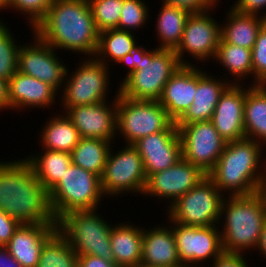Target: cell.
Segmentation results:
<instances>
[{"mask_svg":"<svg viewBox=\"0 0 266 267\" xmlns=\"http://www.w3.org/2000/svg\"><path fill=\"white\" fill-rule=\"evenodd\" d=\"M226 22L221 24V39L229 44L251 49L266 18L256 14H244L229 8Z\"/></svg>","mask_w":266,"mask_h":267,"instance_id":"484cf974","label":"cell"},{"mask_svg":"<svg viewBox=\"0 0 266 267\" xmlns=\"http://www.w3.org/2000/svg\"><path fill=\"white\" fill-rule=\"evenodd\" d=\"M0 267H23L14 257L11 256L9 250L5 246H0Z\"/></svg>","mask_w":266,"mask_h":267,"instance_id":"bcb514c9","label":"cell"},{"mask_svg":"<svg viewBox=\"0 0 266 267\" xmlns=\"http://www.w3.org/2000/svg\"><path fill=\"white\" fill-rule=\"evenodd\" d=\"M53 0H7L6 10L18 11L27 17L33 28L45 17Z\"/></svg>","mask_w":266,"mask_h":267,"instance_id":"74e56055","label":"cell"},{"mask_svg":"<svg viewBox=\"0 0 266 267\" xmlns=\"http://www.w3.org/2000/svg\"><path fill=\"white\" fill-rule=\"evenodd\" d=\"M135 267H158V266H151V265H146L144 263H139L137 266Z\"/></svg>","mask_w":266,"mask_h":267,"instance_id":"f5cc1de1","label":"cell"},{"mask_svg":"<svg viewBox=\"0 0 266 267\" xmlns=\"http://www.w3.org/2000/svg\"><path fill=\"white\" fill-rule=\"evenodd\" d=\"M246 84H230L221 94L211 121L224 139L231 142L246 138L244 126V102Z\"/></svg>","mask_w":266,"mask_h":267,"instance_id":"d6986e66","label":"cell"},{"mask_svg":"<svg viewBox=\"0 0 266 267\" xmlns=\"http://www.w3.org/2000/svg\"><path fill=\"white\" fill-rule=\"evenodd\" d=\"M113 101L68 108L64 113L83 138L113 142L117 134V95ZM107 102V103H106ZM109 104V105H108Z\"/></svg>","mask_w":266,"mask_h":267,"instance_id":"e0dca14e","label":"cell"},{"mask_svg":"<svg viewBox=\"0 0 266 267\" xmlns=\"http://www.w3.org/2000/svg\"><path fill=\"white\" fill-rule=\"evenodd\" d=\"M88 3L99 33L117 28L124 0H88Z\"/></svg>","mask_w":266,"mask_h":267,"instance_id":"e575fe53","label":"cell"},{"mask_svg":"<svg viewBox=\"0 0 266 267\" xmlns=\"http://www.w3.org/2000/svg\"><path fill=\"white\" fill-rule=\"evenodd\" d=\"M20 223L0 209V246H6Z\"/></svg>","mask_w":266,"mask_h":267,"instance_id":"b9f144b4","label":"cell"},{"mask_svg":"<svg viewBox=\"0 0 266 267\" xmlns=\"http://www.w3.org/2000/svg\"><path fill=\"white\" fill-rule=\"evenodd\" d=\"M263 148L266 147L248 138L227 142L207 177L223 195L256 193L258 182L266 170V158L262 157L265 154Z\"/></svg>","mask_w":266,"mask_h":267,"instance_id":"3957f363","label":"cell"},{"mask_svg":"<svg viewBox=\"0 0 266 267\" xmlns=\"http://www.w3.org/2000/svg\"><path fill=\"white\" fill-rule=\"evenodd\" d=\"M0 209L20 224H57L49 191L26 159L0 161Z\"/></svg>","mask_w":266,"mask_h":267,"instance_id":"6da1fadb","label":"cell"},{"mask_svg":"<svg viewBox=\"0 0 266 267\" xmlns=\"http://www.w3.org/2000/svg\"><path fill=\"white\" fill-rule=\"evenodd\" d=\"M135 37L133 32L117 28L100 32L94 58L105 66H109L111 61L117 64L137 47Z\"/></svg>","mask_w":266,"mask_h":267,"instance_id":"1f68e13d","label":"cell"},{"mask_svg":"<svg viewBox=\"0 0 266 267\" xmlns=\"http://www.w3.org/2000/svg\"><path fill=\"white\" fill-rule=\"evenodd\" d=\"M161 3L185 9L190 13H202L216 8L211 0H163Z\"/></svg>","mask_w":266,"mask_h":267,"instance_id":"ab89813d","label":"cell"},{"mask_svg":"<svg viewBox=\"0 0 266 267\" xmlns=\"http://www.w3.org/2000/svg\"><path fill=\"white\" fill-rule=\"evenodd\" d=\"M122 222L114 224L111 228L113 261L118 267H135L141 263L143 228Z\"/></svg>","mask_w":266,"mask_h":267,"instance_id":"d4e9b609","label":"cell"},{"mask_svg":"<svg viewBox=\"0 0 266 267\" xmlns=\"http://www.w3.org/2000/svg\"><path fill=\"white\" fill-rule=\"evenodd\" d=\"M6 26L3 24L0 27V77L9 80L18 70V51L21 43L17 45L13 33Z\"/></svg>","mask_w":266,"mask_h":267,"instance_id":"d590c367","label":"cell"},{"mask_svg":"<svg viewBox=\"0 0 266 267\" xmlns=\"http://www.w3.org/2000/svg\"><path fill=\"white\" fill-rule=\"evenodd\" d=\"M117 94V135L127 145L156 132L167 130L174 121L158 100H132Z\"/></svg>","mask_w":266,"mask_h":267,"instance_id":"ba28073f","label":"cell"},{"mask_svg":"<svg viewBox=\"0 0 266 267\" xmlns=\"http://www.w3.org/2000/svg\"><path fill=\"white\" fill-rule=\"evenodd\" d=\"M244 253L222 251L210 267H249Z\"/></svg>","mask_w":266,"mask_h":267,"instance_id":"60d3db41","label":"cell"},{"mask_svg":"<svg viewBox=\"0 0 266 267\" xmlns=\"http://www.w3.org/2000/svg\"><path fill=\"white\" fill-rule=\"evenodd\" d=\"M176 126L181 140L182 158L208 174L226 145L213 122L208 120Z\"/></svg>","mask_w":266,"mask_h":267,"instance_id":"7c38bea8","label":"cell"},{"mask_svg":"<svg viewBox=\"0 0 266 267\" xmlns=\"http://www.w3.org/2000/svg\"><path fill=\"white\" fill-rule=\"evenodd\" d=\"M5 22H3L1 19H0V27L4 24Z\"/></svg>","mask_w":266,"mask_h":267,"instance_id":"11a10c76","label":"cell"},{"mask_svg":"<svg viewBox=\"0 0 266 267\" xmlns=\"http://www.w3.org/2000/svg\"><path fill=\"white\" fill-rule=\"evenodd\" d=\"M197 65H181L165 84L158 102L176 123L192 105L197 89Z\"/></svg>","mask_w":266,"mask_h":267,"instance_id":"ffe728a7","label":"cell"},{"mask_svg":"<svg viewBox=\"0 0 266 267\" xmlns=\"http://www.w3.org/2000/svg\"><path fill=\"white\" fill-rule=\"evenodd\" d=\"M77 67L70 75L67 68L63 88L60 91L62 95H59L62 98L60 99V105L63 106L62 113L71 107L107 101L109 96V81H111L109 66H105L95 58L85 57Z\"/></svg>","mask_w":266,"mask_h":267,"instance_id":"30bf717a","label":"cell"},{"mask_svg":"<svg viewBox=\"0 0 266 267\" xmlns=\"http://www.w3.org/2000/svg\"><path fill=\"white\" fill-rule=\"evenodd\" d=\"M133 146L142 157L147 178L174 166L182 158L181 140L175 122L165 131L139 139Z\"/></svg>","mask_w":266,"mask_h":267,"instance_id":"ac0fdd59","label":"cell"},{"mask_svg":"<svg viewBox=\"0 0 266 267\" xmlns=\"http://www.w3.org/2000/svg\"><path fill=\"white\" fill-rule=\"evenodd\" d=\"M215 60L229 72L231 77H235L232 84H244L243 80H248V78L250 80L252 76L253 81L250 80L249 82L254 85L251 49L229 44L220 39ZM240 80H242V83H240Z\"/></svg>","mask_w":266,"mask_h":267,"instance_id":"4dcf8cb0","label":"cell"},{"mask_svg":"<svg viewBox=\"0 0 266 267\" xmlns=\"http://www.w3.org/2000/svg\"><path fill=\"white\" fill-rule=\"evenodd\" d=\"M215 5L218 6V2H220V0H211ZM217 3V4H216Z\"/></svg>","mask_w":266,"mask_h":267,"instance_id":"db71d44e","label":"cell"},{"mask_svg":"<svg viewBox=\"0 0 266 267\" xmlns=\"http://www.w3.org/2000/svg\"><path fill=\"white\" fill-rule=\"evenodd\" d=\"M113 143L104 139L81 137L77 146L72 150V163L100 178ZM112 147V148H111Z\"/></svg>","mask_w":266,"mask_h":267,"instance_id":"d6a6232c","label":"cell"},{"mask_svg":"<svg viewBox=\"0 0 266 267\" xmlns=\"http://www.w3.org/2000/svg\"><path fill=\"white\" fill-rule=\"evenodd\" d=\"M96 211H69L57 220V229L77 255H92L113 261L110 244L113 224Z\"/></svg>","mask_w":266,"mask_h":267,"instance_id":"8992f818","label":"cell"},{"mask_svg":"<svg viewBox=\"0 0 266 267\" xmlns=\"http://www.w3.org/2000/svg\"><path fill=\"white\" fill-rule=\"evenodd\" d=\"M45 124L39 135L42 149L71 153L81 139L79 131L65 113L50 117Z\"/></svg>","mask_w":266,"mask_h":267,"instance_id":"4316f807","label":"cell"},{"mask_svg":"<svg viewBox=\"0 0 266 267\" xmlns=\"http://www.w3.org/2000/svg\"><path fill=\"white\" fill-rule=\"evenodd\" d=\"M224 197L225 195L206 177L168 207L167 222L193 227L216 224L221 226L219 221Z\"/></svg>","mask_w":266,"mask_h":267,"instance_id":"9c48e42d","label":"cell"},{"mask_svg":"<svg viewBox=\"0 0 266 267\" xmlns=\"http://www.w3.org/2000/svg\"><path fill=\"white\" fill-rule=\"evenodd\" d=\"M49 197L55 219L58 220L69 211L98 209L105 196L98 175L71 163L49 191Z\"/></svg>","mask_w":266,"mask_h":267,"instance_id":"52a82bcc","label":"cell"},{"mask_svg":"<svg viewBox=\"0 0 266 267\" xmlns=\"http://www.w3.org/2000/svg\"><path fill=\"white\" fill-rule=\"evenodd\" d=\"M78 255L57 230L44 244L37 267H77Z\"/></svg>","mask_w":266,"mask_h":267,"instance_id":"836d02e7","label":"cell"},{"mask_svg":"<svg viewBox=\"0 0 266 267\" xmlns=\"http://www.w3.org/2000/svg\"><path fill=\"white\" fill-rule=\"evenodd\" d=\"M77 267H118L114 261L92 255H78Z\"/></svg>","mask_w":266,"mask_h":267,"instance_id":"f6af8a7d","label":"cell"},{"mask_svg":"<svg viewBox=\"0 0 266 267\" xmlns=\"http://www.w3.org/2000/svg\"><path fill=\"white\" fill-rule=\"evenodd\" d=\"M7 5V0H0V10H5Z\"/></svg>","mask_w":266,"mask_h":267,"instance_id":"816d5d0a","label":"cell"},{"mask_svg":"<svg viewBox=\"0 0 266 267\" xmlns=\"http://www.w3.org/2000/svg\"><path fill=\"white\" fill-rule=\"evenodd\" d=\"M42 153L25 159L33 168L37 179L50 191L72 163L71 153L42 149Z\"/></svg>","mask_w":266,"mask_h":267,"instance_id":"f1b7e54d","label":"cell"},{"mask_svg":"<svg viewBox=\"0 0 266 267\" xmlns=\"http://www.w3.org/2000/svg\"><path fill=\"white\" fill-rule=\"evenodd\" d=\"M32 31L54 49L84 53L88 58L96 54L99 32L88 0H53Z\"/></svg>","mask_w":266,"mask_h":267,"instance_id":"7a4b0ae2","label":"cell"},{"mask_svg":"<svg viewBox=\"0 0 266 267\" xmlns=\"http://www.w3.org/2000/svg\"><path fill=\"white\" fill-rule=\"evenodd\" d=\"M9 109L8 80L0 77V110Z\"/></svg>","mask_w":266,"mask_h":267,"instance_id":"7dc6e473","label":"cell"},{"mask_svg":"<svg viewBox=\"0 0 266 267\" xmlns=\"http://www.w3.org/2000/svg\"><path fill=\"white\" fill-rule=\"evenodd\" d=\"M154 226L151 230L143 228L141 263L158 267H183L176 247L172 222Z\"/></svg>","mask_w":266,"mask_h":267,"instance_id":"cb8c5ba5","label":"cell"},{"mask_svg":"<svg viewBox=\"0 0 266 267\" xmlns=\"http://www.w3.org/2000/svg\"><path fill=\"white\" fill-rule=\"evenodd\" d=\"M220 218L224 219L220 220L224 222L221 223L223 228L220 227L223 251L245 253V250H256L266 223V211L256 193L225 196Z\"/></svg>","mask_w":266,"mask_h":267,"instance_id":"277c9868","label":"cell"},{"mask_svg":"<svg viewBox=\"0 0 266 267\" xmlns=\"http://www.w3.org/2000/svg\"><path fill=\"white\" fill-rule=\"evenodd\" d=\"M57 91L32 76L18 70L8 80L9 109L22 110L25 108H51L57 97ZM56 96V97H55Z\"/></svg>","mask_w":266,"mask_h":267,"instance_id":"7402d4cb","label":"cell"},{"mask_svg":"<svg viewBox=\"0 0 266 267\" xmlns=\"http://www.w3.org/2000/svg\"><path fill=\"white\" fill-rule=\"evenodd\" d=\"M57 230V224H20L5 247L23 267H37L45 242Z\"/></svg>","mask_w":266,"mask_h":267,"instance_id":"603a6c76","label":"cell"},{"mask_svg":"<svg viewBox=\"0 0 266 267\" xmlns=\"http://www.w3.org/2000/svg\"><path fill=\"white\" fill-rule=\"evenodd\" d=\"M231 6L235 11L244 14H256L266 18V0H236ZM263 10V11H262ZM264 12V13H261ZM263 14V15H261Z\"/></svg>","mask_w":266,"mask_h":267,"instance_id":"7bdbcfd3","label":"cell"},{"mask_svg":"<svg viewBox=\"0 0 266 267\" xmlns=\"http://www.w3.org/2000/svg\"><path fill=\"white\" fill-rule=\"evenodd\" d=\"M145 48V49H144ZM147 47L144 45H137V47L126 56H124L117 64H124L128 66L124 79L136 70H139V62L143 55L147 52Z\"/></svg>","mask_w":266,"mask_h":267,"instance_id":"ee69618b","label":"cell"},{"mask_svg":"<svg viewBox=\"0 0 266 267\" xmlns=\"http://www.w3.org/2000/svg\"><path fill=\"white\" fill-rule=\"evenodd\" d=\"M113 153L110 149L101 176V188L104 196L120 197L130 192L142 196L147 177L142 157L133 145H125Z\"/></svg>","mask_w":266,"mask_h":267,"instance_id":"8fae6325","label":"cell"},{"mask_svg":"<svg viewBox=\"0 0 266 267\" xmlns=\"http://www.w3.org/2000/svg\"><path fill=\"white\" fill-rule=\"evenodd\" d=\"M149 11L144 0H124L117 29L130 32L141 30L149 20Z\"/></svg>","mask_w":266,"mask_h":267,"instance_id":"8d00e7d4","label":"cell"},{"mask_svg":"<svg viewBox=\"0 0 266 267\" xmlns=\"http://www.w3.org/2000/svg\"><path fill=\"white\" fill-rule=\"evenodd\" d=\"M256 194L258 195V197L262 201V204H263L264 209L266 211V170L258 182Z\"/></svg>","mask_w":266,"mask_h":267,"instance_id":"c3c4849f","label":"cell"},{"mask_svg":"<svg viewBox=\"0 0 266 267\" xmlns=\"http://www.w3.org/2000/svg\"><path fill=\"white\" fill-rule=\"evenodd\" d=\"M190 12L176 6L162 3L156 23L159 49L175 50L182 38Z\"/></svg>","mask_w":266,"mask_h":267,"instance_id":"f546056e","label":"cell"},{"mask_svg":"<svg viewBox=\"0 0 266 267\" xmlns=\"http://www.w3.org/2000/svg\"><path fill=\"white\" fill-rule=\"evenodd\" d=\"M255 86L266 91V72L256 81Z\"/></svg>","mask_w":266,"mask_h":267,"instance_id":"f907efd6","label":"cell"},{"mask_svg":"<svg viewBox=\"0 0 266 267\" xmlns=\"http://www.w3.org/2000/svg\"><path fill=\"white\" fill-rule=\"evenodd\" d=\"M212 10L191 13L188 17L181 41L174 50L182 65H196L187 61L184 55L187 52L194 62L195 59L198 62L214 60L221 39V25L209 14Z\"/></svg>","mask_w":266,"mask_h":267,"instance_id":"4fadbf2b","label":"cell"},{"mask_svg":"<svg viewBox=\"0 0 266 267\" xmlns=\"http://www.w3.org/2000/svg\"><path fill=\"white\" fill-rule=\"evenodd\" d=\"M251 51L255 85L256 81L266 72V23L260 29Z\"/></svg>","mask_w":266,"mask_h":267,"instance_id":"f35d334b","label":"cell"},{"mask_svg":"<svg viewBox=\"0 0 266 267\" xmlns=\"http://www.w3.org/2000/svg\"><path fill=\"white\" fill-rule=\"evenodd\" d=\"M209 74L197 66V89L194 101L186 113L176 122V125H187L212 119L221 94L232 84L233 80L230 77L229 81V77L227 79L225 74L224 78L222 76L212 77Z\"/></svg>","mask_w":266,"mask_h":267,"instance_id":"44dd1931","label":"cell"},{"mask_svg":"<svg viewBox=\"0 0 266 267\" xmlns=\"http://www.w3.org/2000/svg\"><path fill=\"white\" fill-rule=\"evenodd\" d=\"M33 43L21 44L18 51V71L32 76L53 87L57 92L63 88L67 64L58 58L57 50L32 33Z\"/></svg>","mask_w":266,"mask_h":267,"instance_id":"9a60e30c","label":"cell"},{"mask_svg":"<svg viewBox=\"0 0 266 267\" xmlns=\"http://www.w3.org/2000/svg\"><path fill=\"white\" fill-rule=\"evenodd\" d=\"M206 177L199 167L181 158L174 166L150 175L142 196L163 198L169 203L168 208Z\"/></svg>","mask_w":266,"mask_h":267,"instance_id":"2e32d148","label":"cell"},{"mask_svg":"<svg viewBox=\"0 0 266 267\" xmlns=\"http://www.w3.org/2000/svg\"><path fill=\"white\" fill-rule=\"evenodd\" d=\"M256 250H259V253L261 255L266 256V223L264 224L263 229L261 231L260 239H259Z\"/></svg>","mask_w":266,"mask_h":267,"instance_id":"681fc988","label":"cell"},{"mask_svg":"<svg viewBox=\"0 0 266 267\" xmlns=\"http://www.w3.org/2000/svg\"><path fill=\"white\" fill-rule=\"evenodd\" d=\"M181 65L174 50L148 49L140 59L139 70L121 80L119 94L132 100H158Z\"/></svg>","mask_w":266,"mask_h":267,"instance_id":"5b68a950","label":"cell"},{"mask_svg":"<svg viewBox=\"0 0 266 267\" xmlns=\"http://www.w3.org/2000/svg\"><path fill=\"white\" fill-rule=\"evenodd\" d=\"M218 227H193L172 222L178 256L183 267H201L207 259H212V262L223 251Z\"/></svg>","mask_w":266,"mask_h":267,"instance_id":"5bb4252c","label":"cell"},{"mask_svg":"<svg viewBox=\"0 0 266 267\" xmlns=\"http://www.w3.org/2000/svg\"><path fill=\"white\" fill-rule=\"evenodd\" d=\"M244 126L246 138L266 146V91L255 85L246 87Z\"/></svg>","mask_w":266,"mask_h":267,"instance_id":"83f0119b","label":"cell"}]
</instances>
